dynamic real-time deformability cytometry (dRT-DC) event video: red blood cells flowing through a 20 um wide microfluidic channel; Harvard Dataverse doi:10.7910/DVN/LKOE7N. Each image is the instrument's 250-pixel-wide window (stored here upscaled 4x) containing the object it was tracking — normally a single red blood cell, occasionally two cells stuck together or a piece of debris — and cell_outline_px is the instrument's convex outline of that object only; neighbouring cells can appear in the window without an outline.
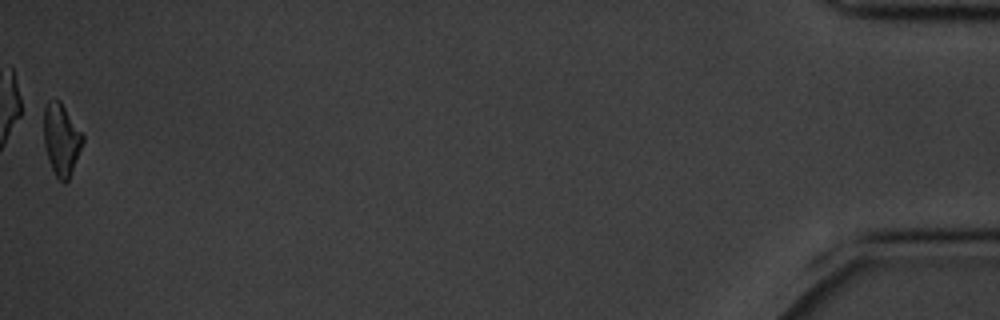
{"species": "common noctule bat (a hibernating species)", "species_latin": "Nyctalus noctula", "temperature_condition": "cold", "stored_images_in_passage": 44, "camera_frame_rate_fps": 3000, "um_per_image_px": 0.085, "animal": {"sex": "male", "body_mass_g": 20.1, "forearm_length_mm": 53.5}, "frame": {"image": 1, "passage_image": 44, "time_ms": 14.333, "image_size_px": [1000, 320], "cell_outline_px": [[84, 140], [68, 180], [64, 184], [56, 176], [48, 160], [44, 144], [44, 108], [48, 100], [60, 100], [84, 136]], "centroid_in_image_um": [5.2, 11.84], "position_along_channel_um": 430.0, "area_um2": 16.13}, "authors_computed_cell_mechanics": {"area_um2": 17.918, "velocity_mm_per_s": 3.4908, "shape_relaxation_time_tau1_ms": 3.1286, "shape_relaxation_time_tau2_ms": 6.1288, "deformation_change_tau1": 0.13, "deformation_change_tau2": 0.1305}}